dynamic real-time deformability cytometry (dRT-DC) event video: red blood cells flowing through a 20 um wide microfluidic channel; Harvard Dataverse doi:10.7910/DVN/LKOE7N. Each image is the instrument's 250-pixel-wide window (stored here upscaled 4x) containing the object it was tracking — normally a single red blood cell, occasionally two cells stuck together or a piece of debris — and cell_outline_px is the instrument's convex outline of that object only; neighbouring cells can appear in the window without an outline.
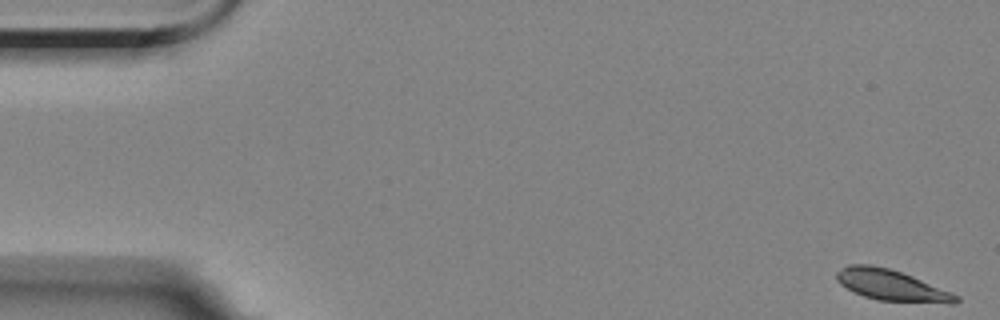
{"species": "Egyptian fruit bat (a non-hibernating species)", "species_latin": "Rousettus aegyptiacus", "temperature_condition": "room temperature", "stored_images_in_passage": 36, "camera_frame_rate_fps": 3000, "um_per_image_px": 0.085, "animal": {"sex": "female"}, "frame": {"image": 1, "passage_image": 1, "time_ms": 0.0, "image_size_px": [1000, 320], "cell_outline_px": [[960, 300], [956, 304], [952, 304], [876, 300], [864, 296], [840, 284], [836, 280], [836, 272], [848, 264], [872, 264], [888, 268], [912, 276], [952, 292], [960, 296]], "centroid_in_image_um": [75.81, 24.25], "position_along_channel_um": 9.2, "area_um2": 21.62}}